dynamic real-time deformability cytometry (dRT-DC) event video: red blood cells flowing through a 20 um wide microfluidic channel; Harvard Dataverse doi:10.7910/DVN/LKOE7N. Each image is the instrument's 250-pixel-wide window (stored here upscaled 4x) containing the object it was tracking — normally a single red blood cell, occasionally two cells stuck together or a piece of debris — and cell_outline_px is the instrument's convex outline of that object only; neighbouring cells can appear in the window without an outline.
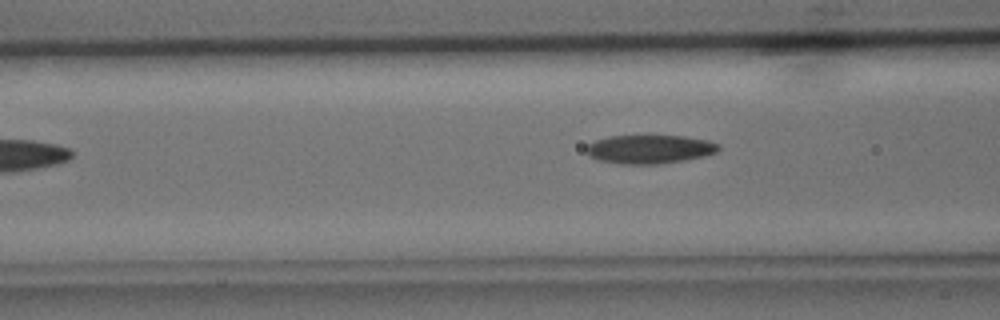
{"species": "common noctule bat (a hibernating species)", "species_latin": "Nyctalus noctula", "temperature_condition": "cold", "stored_images_in_passage": 4, "camera_frame_rate_fps": 3000, "um_per_image_px": 0.085, "animal": {"sex": "male", "body_mass_g": 15.6}, "frame": {"image": 1, "passage_image": 3, "time_ms": 2.333, "image_size_px": [1000, 320], "cell_outline_px": [[720, 148], [716, 152], [704, 156], [688, 160], [660, 164], [620, 164], [596, 160], [588, 156], [584, 152], [584, 148], [588, 144], [596, 140], [608, 136], [684, 136], [708, 140], [720, 144]], "centroid_in_image_um": [55.18, 12.69], "position_along_channel_um": 111.4, "area_um2": 22.48}}